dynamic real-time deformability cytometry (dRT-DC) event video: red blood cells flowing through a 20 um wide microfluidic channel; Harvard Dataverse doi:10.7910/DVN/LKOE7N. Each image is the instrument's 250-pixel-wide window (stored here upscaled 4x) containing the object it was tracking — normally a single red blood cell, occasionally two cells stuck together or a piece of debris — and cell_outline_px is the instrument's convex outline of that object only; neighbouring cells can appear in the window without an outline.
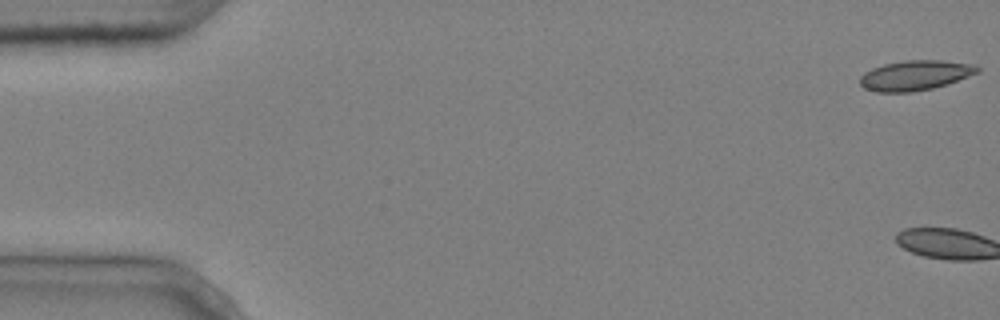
{"species": "common noctule bat (a hibernating species)", "species_latin": "Nyctalus noctula", "temperature_condition": "cold", "stored_images_in_passage": 6, "camera_frame_rate_fps": 3000, "um_per_image_px": 0.085, "animal": {"sex": "male", "body_mass_g": 20.4}, "frame": {"image": 1, "passage_image": 1, "time_ms": 0.0, "image_size_px": [1000, 320], "cell_outline_px": [[980, 72], [948, 84], [932, 88], [912, 92], [876, 92], [864, 88], [860, 84], [860, 76], [864, 72], [872, 68], [884, 64], [904, 60], [944, 60], [976, 64], [980, 68]], "centroid_in_image_um": [77.82, 6.4], "position_along_channel_um": 7.2, "area_um2": 20.75}}